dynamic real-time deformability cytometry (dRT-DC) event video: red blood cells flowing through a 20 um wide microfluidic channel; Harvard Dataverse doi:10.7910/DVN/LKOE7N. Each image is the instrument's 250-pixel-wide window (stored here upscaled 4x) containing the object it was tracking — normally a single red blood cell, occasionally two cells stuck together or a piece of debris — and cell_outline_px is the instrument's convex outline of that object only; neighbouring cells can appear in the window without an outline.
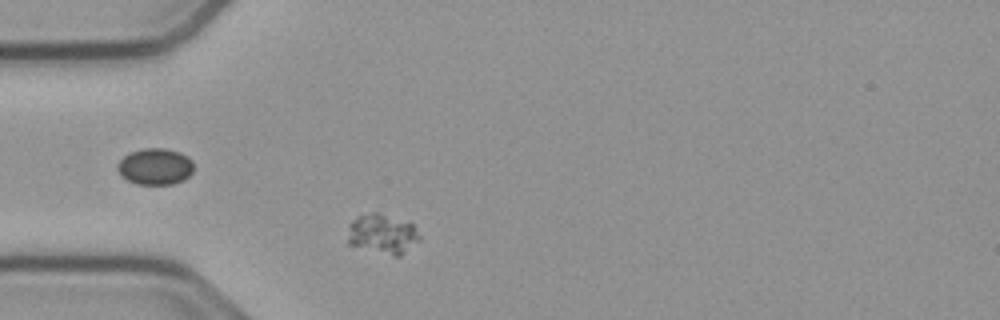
{"species": "common noctule bat (a hibernating species)", "species_latin": "Nyctalus noctula", "temperature_condition": "cold", "stored_images_in_passage": 40, "camera_frame_rate_fps": 3000, "um_per_image_px": 0.085, "animal": {"sex": "male", "body_mass_g": 23.1, "forearm_length_mm": 52.7}, "frame": {"image": 1, "passage_image": 3, "time_ms": 0.667, "image_size_px": [1000, 320], "cell_outline_px": [[420, 240], [400, 256], [392, 256], [348, 244], [348, 224], [356, 216], [372, 212], [376, 212], [408, 220], [412, 224], [420, 236]], "centroid_in_image_um": [32.51, 19.87], "position_along_channel_um": 52.5, "area_um2": 16.88}}
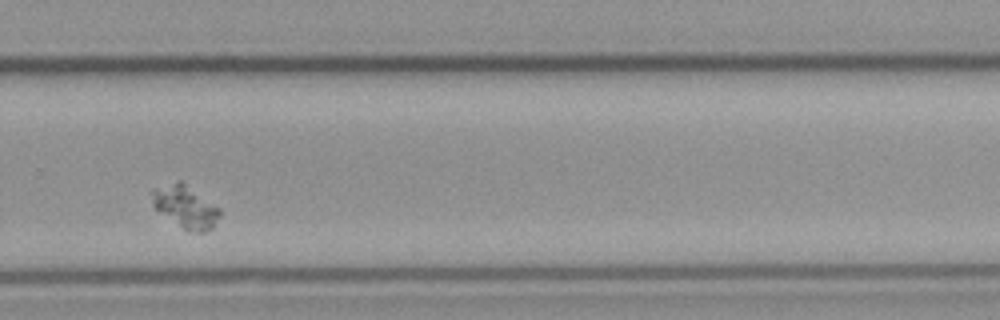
{"frame": {"image": 2, "passage_image": 26, "time_ms": 8.333, "image_size_px": [1000, 320], "cell_outline_px": [[220, 216], [212, 228], [204, 232], [188, 232], [152, 208], [152, 188], [180, 180], [220, 208]], "centroid_in_image_um": [15.73, 17.59], "position_along_channel_um": 314.1, "area_um2": 16.88}}
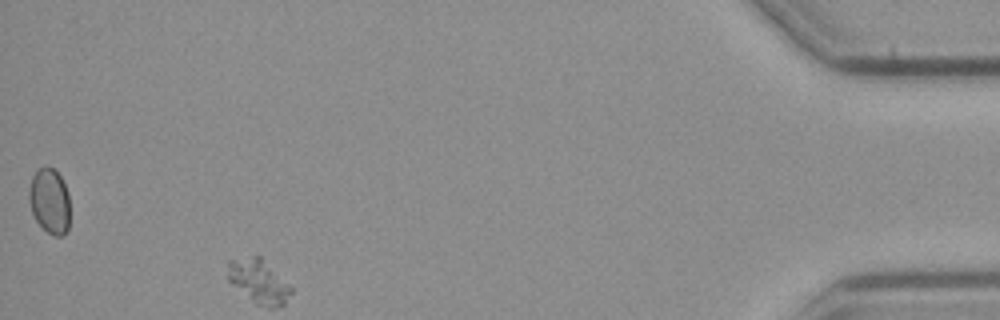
{"frame": {"image": 3, "passage_image": 40, "time_ms": 13.0, "image_size_px": [1000, 320], "cell_outline_px": [[68, 228], [64, 236], [56, 236], [48, 232], [36, 220], [32, 212], [28, 200], [28, 192], [32, 176], [44, 164], [52, 168], [60, 176], [68, 192]], "centroid_in_image_um": [4.2, 17.07], "position_along_channel_um": 431.0, "area_um2": 15.43}}